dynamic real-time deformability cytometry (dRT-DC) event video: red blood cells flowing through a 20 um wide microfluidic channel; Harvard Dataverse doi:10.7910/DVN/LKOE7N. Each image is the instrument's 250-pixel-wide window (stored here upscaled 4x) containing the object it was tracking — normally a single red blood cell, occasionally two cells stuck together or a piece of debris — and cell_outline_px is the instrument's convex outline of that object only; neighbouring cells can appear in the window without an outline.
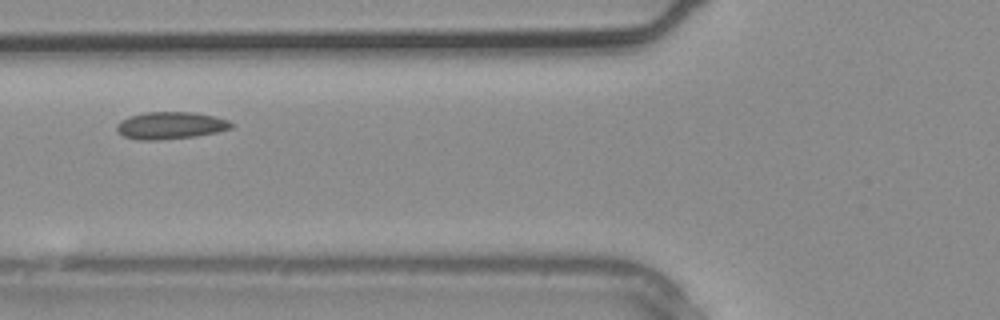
{"species": "common noctule bat (a hibernating species)", "species_latin": "Nyctalus noctula", "temperature_condition": "warm", "stored_images_in_passage": 3, "camera_frame_rate_fps": 3000, "um_per_image_px": 0.085, "animal": {"sex": "male", "body_mass_g": 20.4}, "frame": {"image": 1, "passage_image": 3, "time_ms": 0.667, "image_size_px": [1000, 320], "cell_outline_px": [[236, 124], [232, 128], [216, 132], [196, 136], [156, 140], [140, 140], [124, 136], [116, 128], [116, 124], [120, 120], [144, 112], [192, 112], [216, 116], [228, 120]], "centroid_in_image_um": [14.53, 10.66], "position_along_channel_um": 111.3, "area_um2": 18.15}}